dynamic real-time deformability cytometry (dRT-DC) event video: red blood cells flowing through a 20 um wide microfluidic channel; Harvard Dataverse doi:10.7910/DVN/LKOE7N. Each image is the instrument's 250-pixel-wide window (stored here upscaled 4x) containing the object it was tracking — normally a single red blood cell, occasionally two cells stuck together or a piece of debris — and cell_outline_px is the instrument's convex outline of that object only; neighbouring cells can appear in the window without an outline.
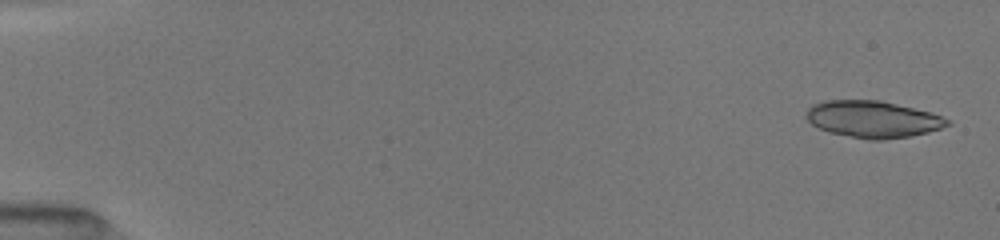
{"species": "common noctule bat (a hibernating species)", "species_latin": "Nyctalus noctula", "temperature_condition": "room temperature", "stored_images_in_passage": 32, "camera_frame_rate_fps": 3000, "um_per_image_px": 0.085, "animal": {"sex": "female", "body_mass_g": 19.5, "forearm_length_mm": 54.1}, "frame": {"image": 1, "passage_image": 1, "time_ms": 0.0, "image_size_px": [1000, 240], "cell_outline_px": [[952, 124], [928, 132], [908, 136], [884, 140], [868, 140], [828, 132], [812, 124], [804, 116], [808, 108], [812, 104], [824, 100], [880, 100], [932, 112], [948, 120]], "centroid_in_image_um": [74.16, 10.13], "position_along_channel_um": 10.8, "area_um2": 30.35}}
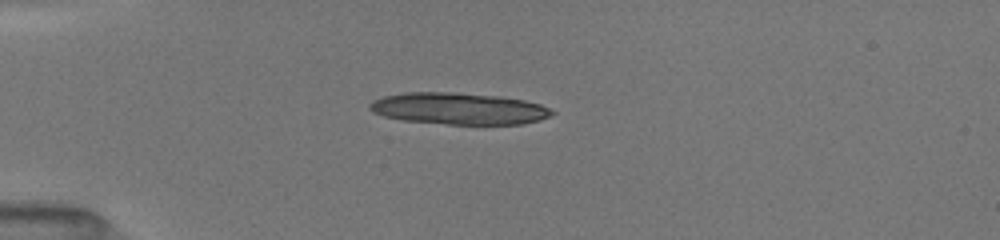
{"frame": {"image": 2, "passage_image": 6, "time_ms": 4.0, "image_size_px": [1000, 240], "cell_outline_px": [[556, 112], [540, 120], [520, 124], [448, 124], [404, 120], [384, 116], [372, 112], [368, 108], [368, 104], [372, 100], [384, 96], [404, 92], [452, 92], [500, 96], [524, 100], [540, 104]], "centroid_in_image_um": [38.96, 9.22], "position_along_channel_um": 46.0, "area_um2": 33.64}, "authors_computed_cell_mechanics": {"area_um2": 25.9522, "velocity_mm_per_s": 4.0349, "shape_relaxation_time_tau1_ms": 4.1533, "shape_relaxation_time_tau2_ms": 3.4429, "deformation_change_tau1": 0.1868, "deformation_change_tau2": 0.0998}}